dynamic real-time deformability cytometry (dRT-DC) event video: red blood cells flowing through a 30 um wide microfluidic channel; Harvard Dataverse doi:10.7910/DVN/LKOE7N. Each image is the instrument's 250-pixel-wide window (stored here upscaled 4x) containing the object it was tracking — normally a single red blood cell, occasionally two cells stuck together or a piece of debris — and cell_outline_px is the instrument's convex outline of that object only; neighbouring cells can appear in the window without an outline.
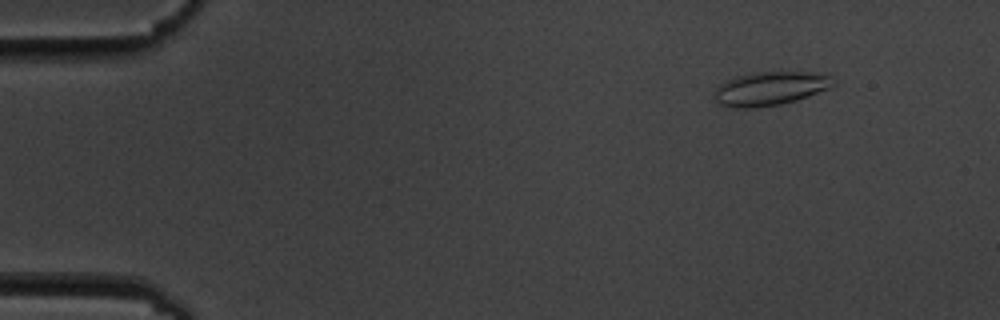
{"species": "common noctule bat (a hibernating species)", "species_latin": "Nyctalus noctula", "temperature_condition": "cold", "stored_images_in_passage": 15, "camera_frame_rate_fps": 3000, "um_per_image_px": 0.085, "animal": {"sex": "male", "body_mass_g": 19.5, "forearm_length_mm": 54.6}, "frame": {"image": 1, "passage_image": 2, "time_ms": 1.333, "image_size_px": [1000, 320], "cell_outline_px": [[836, 84], [828, 88], [808, 96], [796, 100], [780, 104], [752, 108], [736, 108], [716, 104], [712, 92], [720, 84], [736, 76], [752, 72], [816, 72], [832, 76]], "centroid_in_image_um": [65.43, 7.52], "position_along_channel_um": 19.6, "area_um2": 23.58}}
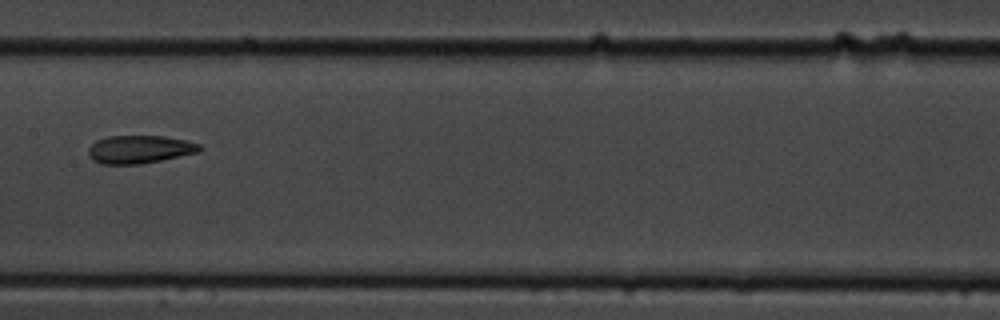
{"frame": {"image": 2, "passage_image": 8, "time_ms": 9.0, "image_size_px": [1000, 320], "cell_outline_px": [[204, 148], [200, 152], [140, 164], [100, 164], [92, 160], [88, 156], [88, 148], [96, 140], [108, 136], [164, 136], [188, 140], [200, 144]], "centroid_in_image_um": [11.88, 12.69], "position_along_channel_um": 195.5, "area_um2": 18.38}}
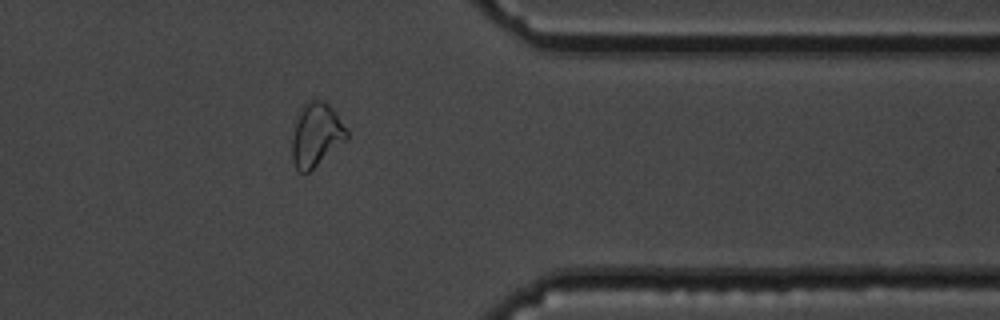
{"frame": {"image": 3, "passage_image": 13, "time_ms": 14.667, "image_size_px": [1000, 320], "cell_outline_px": [[348, 140], [308, 172], [300, 172], [296, 168], [292, 160], [292, 136], [300, 112], [304, 104], [308, 100], [316, 96], [324, 100], [336, 112], [348, 128]], "centroid_in_image_um": [26.92, 11.42], "position_along_channel_um": 384.5, "area_um2": 20.52}, "authors_computed_cell_mechanics": {"area_um2": 19.9988, "velocity_mm_per_s": 3.5262, "shape_relaxation_time_tau1_ms": null, "shape_relaxation_time_tau2_ms": 1.8518, "deformation_change_tau1": null, "deformation_change_tau2": 0.0774}}